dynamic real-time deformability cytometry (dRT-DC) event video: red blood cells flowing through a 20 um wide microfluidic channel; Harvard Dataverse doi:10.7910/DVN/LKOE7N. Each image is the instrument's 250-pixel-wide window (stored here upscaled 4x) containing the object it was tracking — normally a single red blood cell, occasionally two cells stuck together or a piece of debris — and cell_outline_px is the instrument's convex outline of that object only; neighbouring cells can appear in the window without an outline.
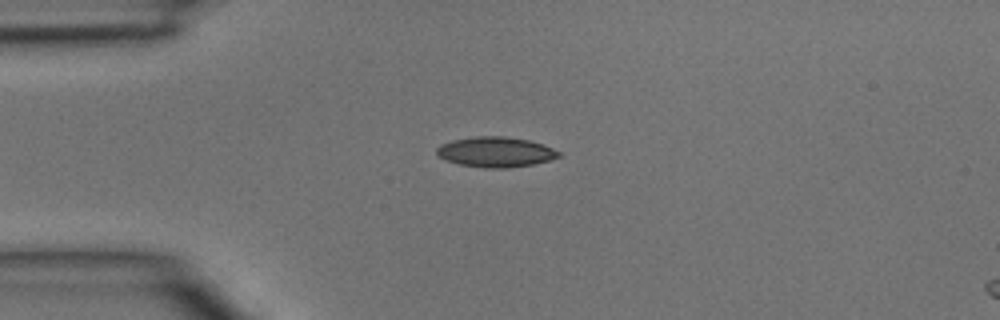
{"species": "common noctule bat (a hibernating species)", "species_latin": "Nyctalus noctula", "temperature_condition": "room temperature", "stored_images_in_passage": 2, "camera_frame_rate_fps": 3000, "um_per_image_px": 0.085, "animal": {"sex": "male", "body_mass_g": 15.6}, "frame": {"image": 1, "passage_image": 2, "time_ms": 0.333, "image_size_px": [1000, 320], "cell_outline_px": [[560, 156], [548, 160], [532, 164], [504, 168], [484, 168], [460, 164], [444, 160], [436, 152], [436, 148], [440, 144], [452, 140], [476, 136], [504, 136], [528, 140], [552, 148], [560, 152]], "centroid_in_image_um": [42.08, 12.91], "position_along_channel_um": 42.9, "area_um2": 21.27}}